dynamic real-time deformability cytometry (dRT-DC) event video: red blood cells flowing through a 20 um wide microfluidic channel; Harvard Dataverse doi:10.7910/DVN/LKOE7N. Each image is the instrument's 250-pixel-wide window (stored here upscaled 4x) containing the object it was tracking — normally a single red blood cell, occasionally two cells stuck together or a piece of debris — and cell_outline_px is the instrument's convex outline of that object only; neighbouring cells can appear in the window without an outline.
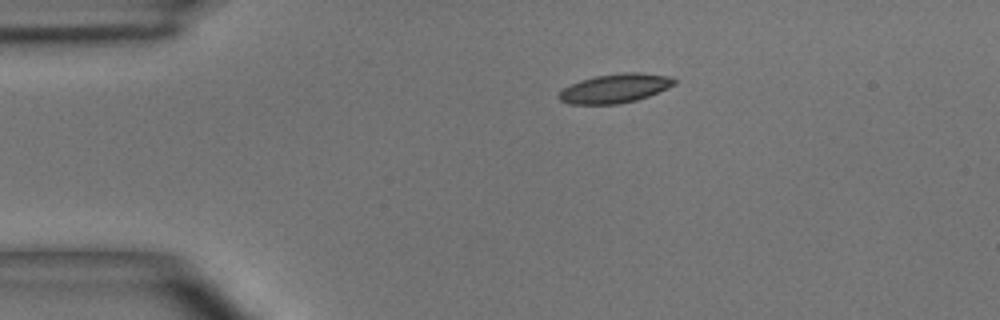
{"species": "common noctule bat (a hibernating species)", "species_latin": "Nyctalus noctula", "temperature_condition": "room temperature", "stored_images_in_passage": 2, "camera_frame_rate_fps": 3000, "um_per_image_px": 0.085, "animal": {"sex": "male", "body_mass_g": 15.6}, "frame": {"image": 1, "passage_image": 1, "time_ms": 0.0, "image_size_px": [1000, 320], "cell_outline_px": [[676, 84], [668, 88], [648, 96], [636, 100], [616, 104], [568, 104], [560, 100], [556, 96], [564, 88], [580, 80], [596, 76], [624, 72], [640, 72], [672, 76], [676, 80]], "centroid_in_image_um": [52.3, 7.5], "position_along_channel_um": 32.7, "area_um2": 19.59}}